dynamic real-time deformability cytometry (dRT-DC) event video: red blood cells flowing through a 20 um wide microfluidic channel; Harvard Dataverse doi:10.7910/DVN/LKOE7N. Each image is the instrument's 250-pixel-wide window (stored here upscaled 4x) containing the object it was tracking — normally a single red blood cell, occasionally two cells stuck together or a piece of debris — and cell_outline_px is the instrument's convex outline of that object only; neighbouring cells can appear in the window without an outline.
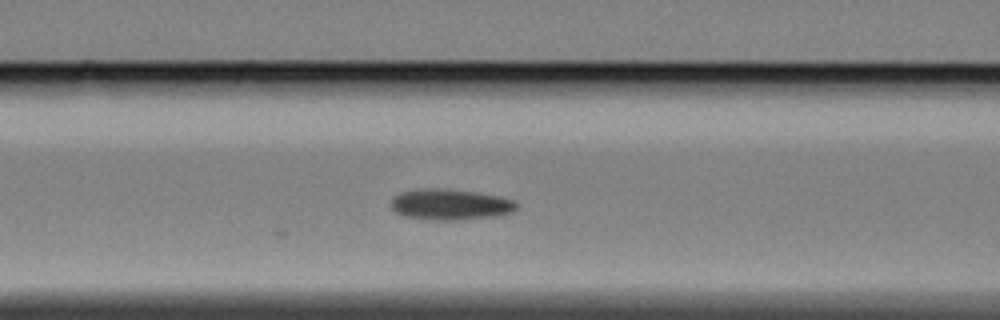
{"species": "Egyptian fruit bat (a non-hibernating species)", "species_latin": "Rousettus aegyptiacus", "temperature_condition": "cold", "stored_images_in_passage": 8, "camera_frame_rate_fps": 3000, "um_per_image_px": 0.085, "animal": {"sex": "female"}, "frame": {"image": 1, "passage_image": 8, "time_ms": 2.333, "image_size_px": [1000, 320], "cell_outline_px": [[516, 208], [512, 212], [496, 216], [456, 220], [432, 220], [404, 216], [396, 212], [392, 208], [392, 196], [400, 192], [424, 188], [436, 188], [476, 192], [500, 196], [516, 200]], "centroid_in_image_um": [38.27, 17.38], "position_along_channel_um": 128.3, "area_um2": 22.6}}